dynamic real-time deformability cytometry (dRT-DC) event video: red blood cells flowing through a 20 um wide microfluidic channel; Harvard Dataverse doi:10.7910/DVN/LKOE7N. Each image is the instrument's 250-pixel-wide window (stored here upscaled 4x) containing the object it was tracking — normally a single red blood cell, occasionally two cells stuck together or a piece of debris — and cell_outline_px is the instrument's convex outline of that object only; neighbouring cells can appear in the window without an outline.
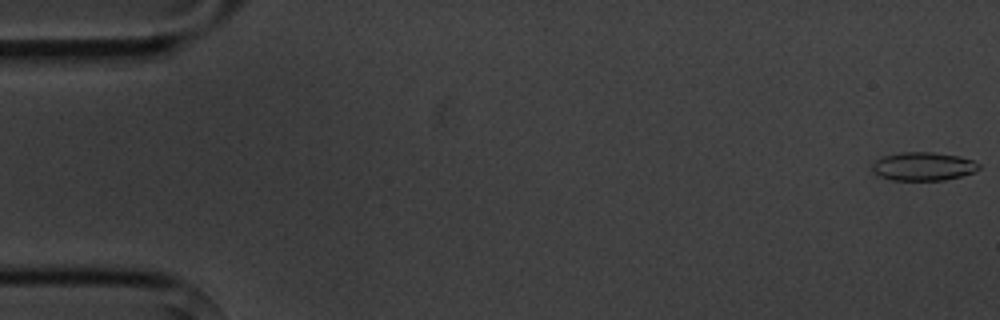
{"species": "common noctule bat (a hibernating species)", "species_latin": "Nyctalus noctula", "temperature_condition": "cold", "stored_images_in_passage": 5, "camera_frame_rate_fps": 3000, "um_per_image_px": 0.085, "animal": {"sex": "male", "body_mass_g": 20.1, "forearm_length_mm": 53.5}, "frame": {"image": 1, "passage_image": 1, "time_ms": 0.0, "image_size_px": [1000, 320], "cell_outline_px": [[980, 168], [972, 172], [960, 176], [944, 180], [892, 180], [880, 176], [872, 172], [872, 160], [884, 156], [900, 152], [932, 152], [960, 156], [972, 160], [980, 164]], "centroid_in_image_um": [78.43, 14.13], "position_along_channel_um": 6.6, "area_um2": 17.74}}